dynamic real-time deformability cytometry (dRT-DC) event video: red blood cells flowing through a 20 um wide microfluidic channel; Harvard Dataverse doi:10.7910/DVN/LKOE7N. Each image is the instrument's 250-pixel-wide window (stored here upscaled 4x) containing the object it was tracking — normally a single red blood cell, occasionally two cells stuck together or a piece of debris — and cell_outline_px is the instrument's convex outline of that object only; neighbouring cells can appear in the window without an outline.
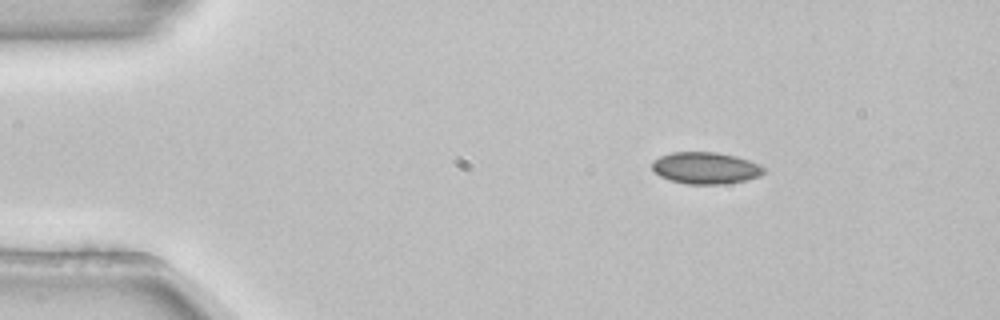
{"species": "common noctule bat (a hibernating species)", "species_latin": "Nyctalus noctula", "temperature_condition": "room temperature", "stored_images_in_passage": 46, "camera_frame_rate_fps": 3000, "um_per_image_px": 0.085, "animal": {"sex": "female", "body_mass_g": 22.7, "forearm_length_mm": 54.2}, "frame": {"image": 1, "passage_image": 1, "time_ms": 0.0, "image_size_px": [1000, 320], "cell_outline_px": [[764, 172], [760, 176], [744, 180], [724, 184], [684, 184], [668, 180], [660, 176], [652, 168], [652, 160], [660, 156], [672, 152], [716, 152], [736, 156], [760, 164], [764, 168]], "centroid_in_image_um": [59.95, 14.28], "position_along_channel_um": 25.0, "area_um2": 20.75}}
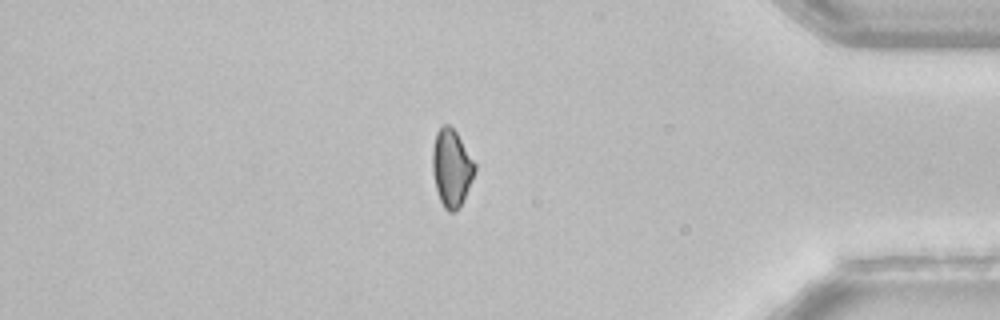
{"frame": {"image": 2, "passage_image": 38, "time_ms": 12.333, "image_size_px": [1000, 320], "cell_outline_px": [[476, 172], [460, 208], [452, 212], [448, 212], [444, 208], [440, 200], [436, 188], [432, 172], [432, 148], [436, 132], [444, 124], [448, 124], [456, 132], [476, 164]], "centroid_in_image_um": [38.38, 14.29], "position_along_channel_um": 396.8, "area_um2": 19.19}}
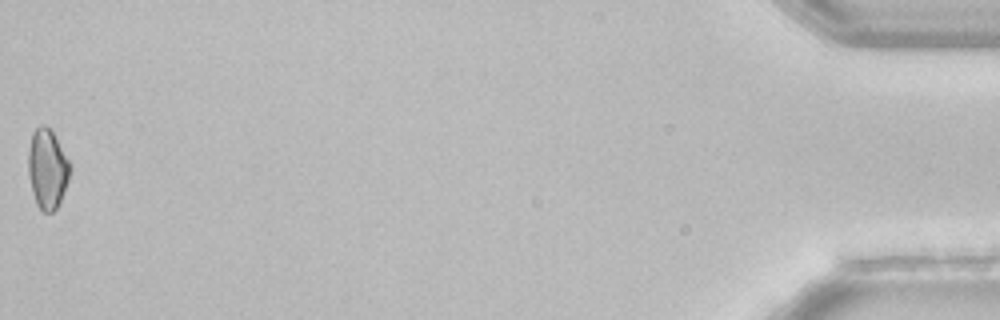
{"frame": {"image": 3, "passage_image": 46, "time_ms": 15.0, "image_size_px": [1000, 320], "cell_outline_px": [[72, 168], [68, 180], [60, 200], [56, 208], [52, 212], [44, 212], [36, 204], [32, 192], [28, 172], [28, 152], [32, 132], [40, 124], [44, 124], [52, 132], [68, 160]], "centroid_in_image_um": [4.01, 14.35], "position_along_channel_um": 431.2, "area_um2": 19.13}, "authors_computed_cell_mechanics": {"area_um2": 20.3456, "velocity_mm_per_s": 3.8687, "shape_relaxation_time_tau1_ms": 4.6663, "shape_relaxation_time_tau2_ms": 10.5098, "deformation_change_tau1": 0.0536, "deformation_change_tau2": 0.1203}}